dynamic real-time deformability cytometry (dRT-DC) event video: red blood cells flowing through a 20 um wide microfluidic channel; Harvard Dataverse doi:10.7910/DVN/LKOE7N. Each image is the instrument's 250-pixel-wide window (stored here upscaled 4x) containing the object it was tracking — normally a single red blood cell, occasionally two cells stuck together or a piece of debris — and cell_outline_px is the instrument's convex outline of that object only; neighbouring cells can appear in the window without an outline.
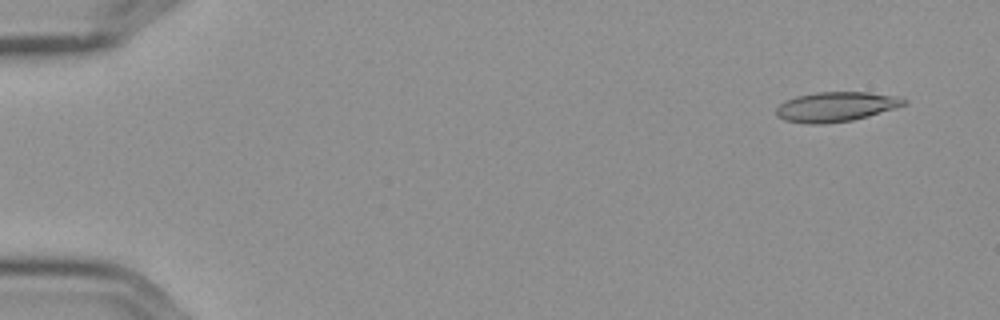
{"species": "Egyptian fruit bat (a non-hibernating species)", "species_latin": "Rousettus aegyptiacus", "temperature_condition": "cold", "stored_images_in_passage": 5, "camera_frame_rate_fps": 3000, "um_per_image_px": 0.085, "frame": {"image": 1, "passage_image": 2, "time_ms": 0.333, "image_size_px": [1000, 320], "cell_outline_px": [[908, 104], [896, 108], [868, 116], [852, 120], [820, 124], [808, 124], [784, 120], [776, 116], [776, 108], [784, 100], [796, 96], [816, 92], [868, 92], [900, 96], [908, 100]], "centroid_in_image_um": [71.08, 9.06], "position_along_channel_um": 13.9, "area_um2": 22.37}}
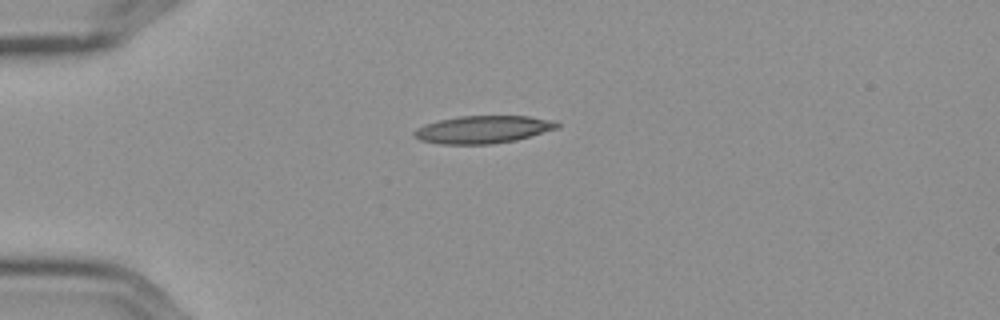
{"frame": {"image": 2, "passage_image": 5, "time_ms": 1.333, "image_size_px": [1000, 320], "cell_outline_px": [[560, 128], [516, 140], [488, 144], [440, 144], [420, 140], [412, 136], [412, 132], [416, 128], [424, 124], [440, 120], [460, 116], [528, 116], [556, 120], [560, 124]], "centroid_in_image_um": [41.07, 11.0], "position_along_channel_um": 43.9, "area_um2": 23.18}}